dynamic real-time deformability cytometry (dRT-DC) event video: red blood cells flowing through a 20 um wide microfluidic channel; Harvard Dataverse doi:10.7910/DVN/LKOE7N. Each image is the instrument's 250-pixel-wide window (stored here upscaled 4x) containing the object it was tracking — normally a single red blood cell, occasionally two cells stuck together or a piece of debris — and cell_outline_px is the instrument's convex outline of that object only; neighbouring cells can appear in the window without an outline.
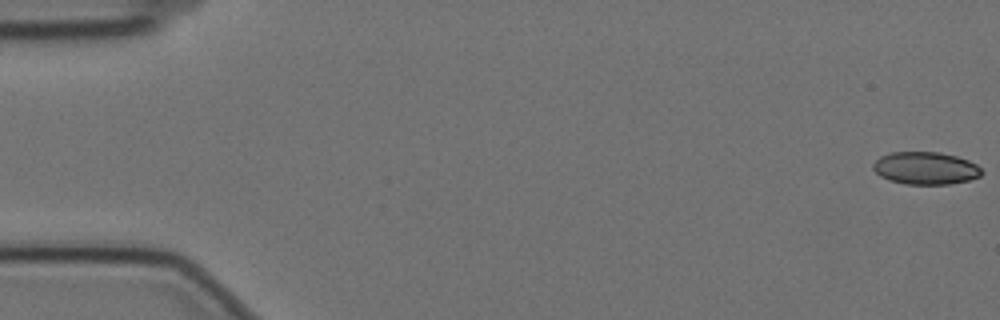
{"species": "Egyptian fruit bat (a non-hibernating species)", "species_latin": "Rousettus aegyptiacus", "temperature_condition": "cold", "stored_images_in_passage": 15, "camera_frame_rate_fps": 3000, "um_per_image_px": 0.085, "animal": {"sex": "female"}, "frame": {"image": 1, "passage_image": 1, "time_ms": 0.0, "image_size_px": [1000, 320], "cell_outline_px": [[984, 172], [980, 176], [968, 180], [948, 184], [904, 184], [888, 180], [880, 176], [872, 168], [872, 164], [880, 156], [892, 152], [940, 152], [956, 156], [968, 160], [976, 164]], "centroid_in_image_um": [78.65, 14.29], "position_along_channel_um": 6.3, "area_um2": 20.63}}
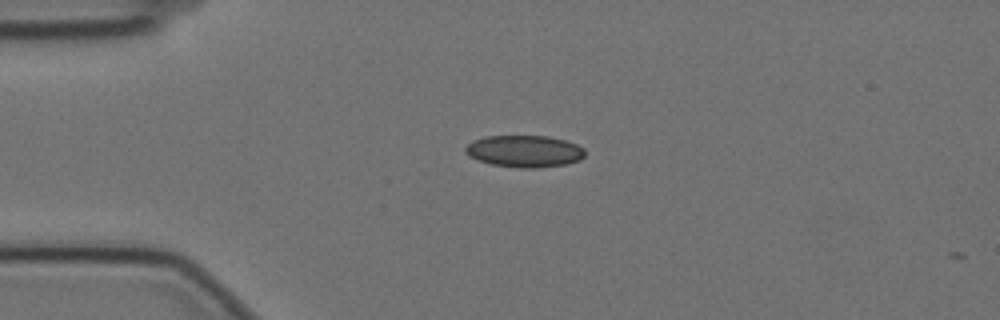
{"frame": {"image": 2, "passage_image": 14, "time_ms": 4.333, "image_size_px": [1000, 320], "cell_outline_px": [[584, 156], [580, 160], [564, 164], [536, 168], [520, 168], [492, 164], [476, 160], [468, 156], [464, 152], [464, 148], [472, 140], [484, 136], [548, 136], [564, 140], [576, 144], [584, 148]], "centroid_in_image_um": [44.53, 12.85], "position_along_channel_um": 40.5, "area_um2": 22.31}}